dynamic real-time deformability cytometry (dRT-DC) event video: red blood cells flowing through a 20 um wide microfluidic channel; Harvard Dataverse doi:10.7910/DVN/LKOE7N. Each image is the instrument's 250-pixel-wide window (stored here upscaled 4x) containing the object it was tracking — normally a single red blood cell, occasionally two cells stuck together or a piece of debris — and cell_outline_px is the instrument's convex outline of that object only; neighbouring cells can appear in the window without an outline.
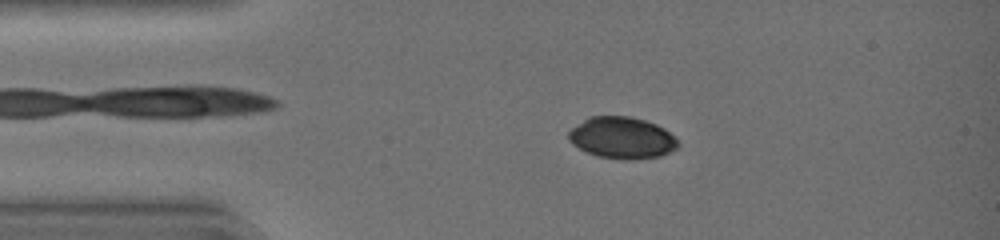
{"species": "common noctule bat (a hibernating species)", "species_latin": "Nyctalus noctula", "temperature_condition": "warm", "stored_images_in_passage": 43, "camera_frame_rate_fps": 3000, "um_per_image_px": 0.085, "animal": {"sex": "female", "body_mass_g": 19.0, "forearm_length_mm": 51.5}, "frame": {"image": 1, "passage_image": 8, "time_ms": 2.333, "image_size_px": [1000, 240], "cell_outline_px": [[680, 144], [676, 148], [660, 156], [632, 160], [628, 160], [596, 156], [584, 152], [572, 144], [568, 140], [568, 132], [572, 128], [588, 116], [632, 116], [656, 124], [664, 128]], "centroid_in_image_um": [52.82, 11.71], "position_along_channel_um": 32.2, "area_um2": 26.65}}
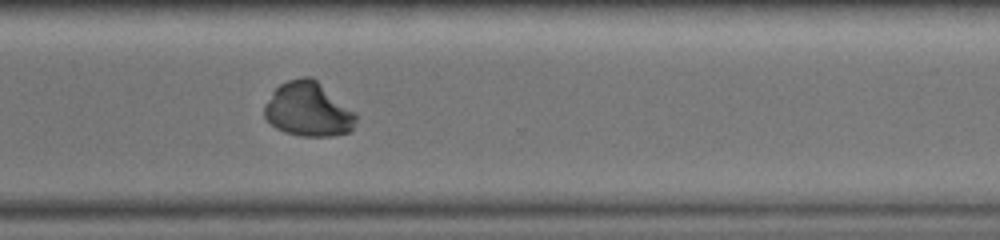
{"frame": {"image": 2, "passage_image": 32, "time_ms": 10.333, "image_size_px": [1000, 240], "cell_outline_px": [[356, 120], [352, 128], [348, 132], [332, 136], [300, 136], [284, 132], [276, 128], [264, 116], [264, 104], [272, 92], [280, 84], [288, 80], [300, 76], [312, 76], [356, 112]], "centroid_in_image_um": [26.19, 9.29], "position_along_channel_um": 344.4, "area_um2": 29.13}}
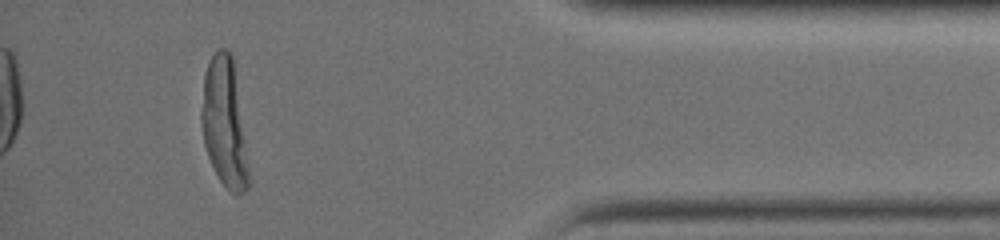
{"frame": {"image": 3, "passage_image": 39, "time_ms": 12.667, "image_size_px": [1000, 240], "cell_outline_px": [[248, 188], [244, 192], [236, 196], [228, 192], [220, 180], [208, 156], [204, 144], [200, 124], [200, 112], [204, 72], [216, 48], [224, 48], [232, 56], [248, 168]], "centroid_in_image_um": [19.02, 10.48], "position_along_channel_um": 416.2, "area_um2": 34.85}, "authors_computed_cell_mechanics": {"area_um2": 29.7092, "velocity_mm_per_s": 4.3937, "shape_relaxation_time_tau1_ms": 5.9016, "shape_relaxation_time_tau2_ms": null, "deformation_change_tau1": 0.3367, "deformation_change_tau2": null}}